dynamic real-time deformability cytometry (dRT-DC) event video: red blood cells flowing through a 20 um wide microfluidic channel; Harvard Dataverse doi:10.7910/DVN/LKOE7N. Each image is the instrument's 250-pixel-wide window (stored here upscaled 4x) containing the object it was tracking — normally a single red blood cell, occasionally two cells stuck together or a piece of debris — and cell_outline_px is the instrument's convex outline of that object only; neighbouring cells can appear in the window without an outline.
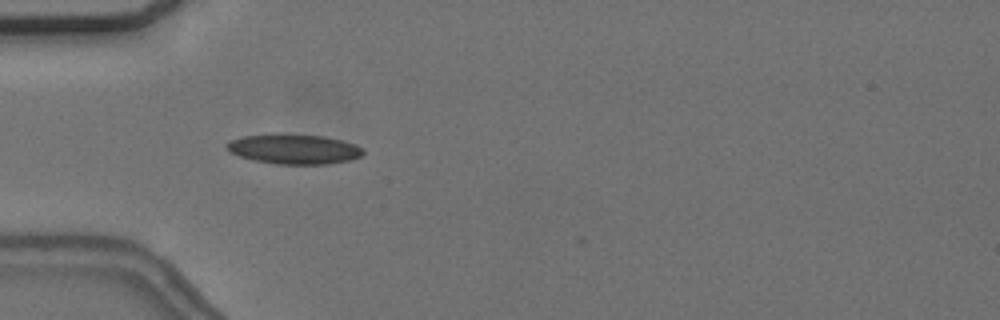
{"species": "common noctule bat (a hibernating species)", "species_latin": "Nyctalus noctula", "temperature_condition": "cold", "stored_images_in_passage": 7, "camera_frame_rate_fps": 3000, "um_per_image_px": 0.085, "animal": {"sex": "female", "body_mass_g": 24.6, "forearm_length_mm": 56.2}, "frame": {"image": 1, "passage_image": 4, "time_ms": 1.0, "image_size_px": [1000, 320], "cell_outline_px": [[364, 152], [360, 156], [348, 160], [328, 164], [276, 164], [256, 160], [240, 156], [228, 152], [224, 148], [224, 144], [228, 140], [244, 136], [324, 136], [356, 144]], "centroid_in_image_um": [24.95, 12.7], "position_along_channel_um": 60.1, "area_um2": 22.95}}